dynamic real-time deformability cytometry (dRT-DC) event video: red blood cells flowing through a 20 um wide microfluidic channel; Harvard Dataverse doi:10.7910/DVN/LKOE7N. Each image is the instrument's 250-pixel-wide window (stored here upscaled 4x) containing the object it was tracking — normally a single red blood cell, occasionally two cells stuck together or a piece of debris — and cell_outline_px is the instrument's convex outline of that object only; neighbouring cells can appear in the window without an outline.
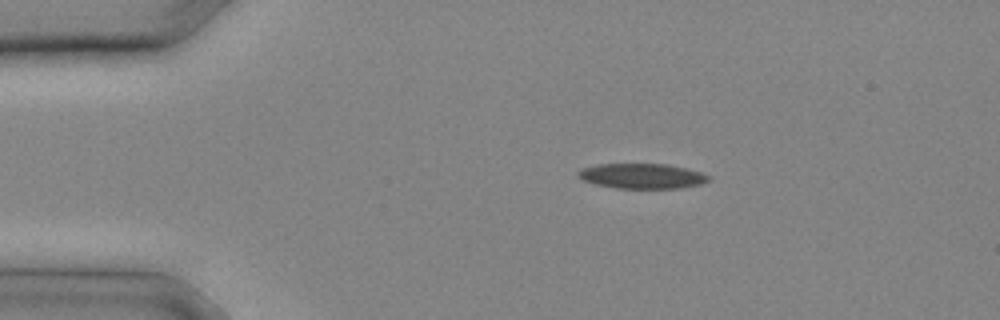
{"species": "common noctule bat (a hibernating species)", "species_latin": "Nyctalus noctula", "temperature_condition": "cold", "stored_images_in_passage": 7, "camera_frame_rate_fps": 3000, "um_per_image_px": 0.085, "animal": {"sex": "male", "body_mass_g": 20.4}, "frame": {"image": 1, "passage_image": 1, "time_ms": 0.0, "image_size_px": [1000, 320], "cell_outline_px": [[712, 176], [708, 180], [700, 184], [680, 188], [612, 188], [596, 184], [584, 180], [576, 176], [576, 172], [580, 168], [596, 164], [668, 164], [700, 172]], "centroid_in_image_um": [54.52, 14.96], "position_along_channel_um": 30.5, "area_um2": 19.13}}
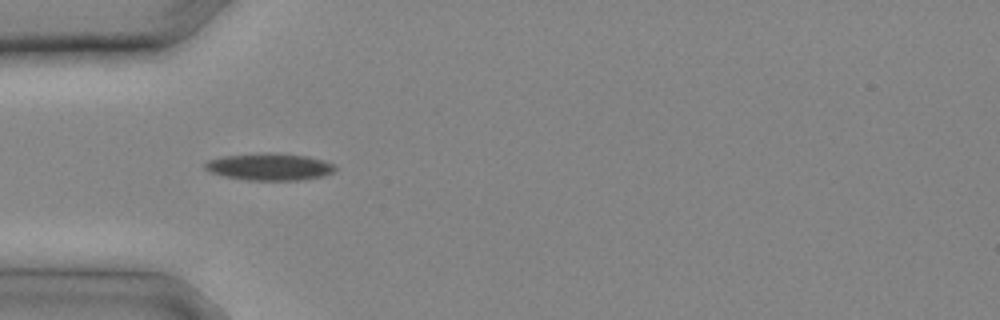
{"frame": {"image": 2, "passage_image": 4, "time_ms": 1.0, "image_size_px": [1000, 320], "cell_outline_px": [[336, 168], [332, 172], [324, 176], [300, 180], [248, 180], [224, 176], [212, 172], [204, 168], [204, 164], [208, 160], [224, 156], [264, 152], [272, 152], [308, 156], [324, 160], [332, 164]], "centroid_in_image_um": [22.92, 14.17], "position_along_channel_um": 62.1, "area_um2": 20.52}}
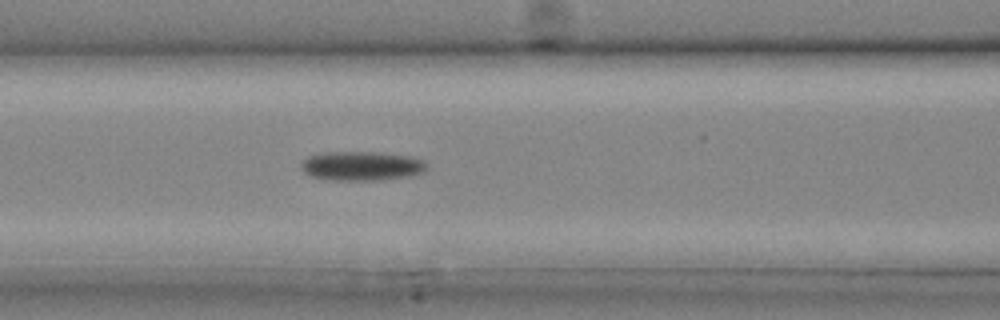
{"frame": {"image": 3, "passage_image": 7, "time_ms": 2.0, "image_size_px": [1000, 320], "cell_outline_px": [[428, 168], [424, 172], [408, 176], [384, 180], [332, 180], [312, 176], [304, 172], [300, 168], [300, 164], [308, 156], [324, 152], [380, 152], [412, 156], [424, 160], [428, 164]], "centroid_in_image_um": [30.78, 14.1], "position_along_channel_um": 135.8, "area_um2": 21.68}}